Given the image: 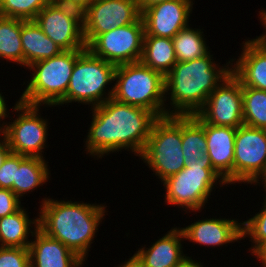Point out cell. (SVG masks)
<instances>
[{"label":"cell","mask_w":266,"mask_h":267,"mask_svg":"<svg viewBox=\"0 0 266 267\" xmlns=\"http://www.w3.org/2000/svg\"><path fill=\"white\" fill-rule=\"evenodd\" d=\"M28 247L30 267H82L85 261L60 241L36 229Z\"/></svg>","instance_id":"cell-20"},{"label":"cell","mask_w":266,"mask_h":267,"mask_svg":"<svg viewBox=\"0 0 266 267\" xmlns=\"http://www.w3.org/2000/svg\"><path fill=\"white\" fill-rule=\"evenodd\" d=\"M42 199L37 215L39 229L86 262L98 227L108 215L106 204L60 201L49 197Z\"/></svg>","instance_id":"cell-2"},{"label":"cell","mask_w":266,"mask_h":267,"mask_svg":"<svg viewBox=\"0 0 266 267\" xmlns=\"http://www.w3.org/2000/svg\"><path fill=\"white\" fill-rule=\"evenodd\" d=\"M46 159L40 157H26L16 168V182L13 184V192L21 200L28 193L51 180L50 166ZM49 166V167H48Z\"/></svg>","instance_id":"cell-23"},{"label":"cell","mask_w":266,"mask_h":267,"mask_svg":"<svg viewBox=\"0 0 266 267\" xmlns=\"http://www.w3.org/2000/svg\"><path fill=\"white\" fill-rule=\"evenodd\" d=\"M21 206V200L12 190L0 188V218L16 212Z\"/></svg>","instance_id":"cell-33"},{"label":"cell","mask_w":266,"mask_h":267,"mask_svg":"<svg viewBox=\"0 0 266 267\" xmlns=\"http://www.w3.org/2000/svg\"><path fill=\"white\" fill-rule=\"evenodd\" d=\"M182 149L186 164L206 154L204 121L197 114L182 116Z\"/></svg>","instance_id":"cell-25"},{"label":"cell","mask_w":266,"mask_h":267,"mask_svg":"<svg viewBox=\"0 0 266 267\" xmlns=\"http://www.w3.org/2000/svg\"><path fill=\"white\" fill-rule=\"evenodd\" d=\"M35 22L63 51L87 49L82 12L52 2L37 14Z\"/></svg>","instance_id":"cell-11"},{"label":"cell","mask_w":266,"mask_h":267,"mask_svg":"<svg viewBox=\"0 0 266 267\" xmlns=\"http://www.w3.org/2000/svg\"><path fill=\"white\" fill-rule=\"evenodd\" d=\"M194 0H169L145 9L141 13L145 35L173 38L190 23Z\"/></svg>","instance_id":"cell-15"},{"label":"cell","mask_w":266,"mask_h":267,"mask_svg":"<svg viewBox=\"0 0 266 267\" xmlns=\"http://www.w3.org/2000/svg\"><path fill=\"white\" fill-rule=\"evenodd\" d=\"M112 98L118 102L139 106L158 118L166 116L165 76L141 62L116 67Z\"/></svg>","instance_id":"cell-6"},{"label":"cell","mask_w":266,"mask_h":267,"mask_svg":"<svg viewBox=\"0 0 266 267\" xmlns=\"http://www.w3.org/2000/svg\"><path fill=\"white\" fill-rule=\"evenodd\" d=\"M85 50L62 51L59 55L37 61L27 67L31 77L19 97L29 105L55 107L65 96L75 61Z\"/></svg>","instance_id":"cell-5"},{"label":"cell","mask_w":266,"mask_h":267,"mask_svg":"<svg viewBox=\"0 0 266 267\" xmlns=\"http://www.w3.org/2000/svg\"><path fill=\"white\" fill-rule=\"evenodd\" d=\"M234 151L235 186L253 185L266 170V129L239 126Z\"/></svg>","instance_id":"cell-12"},{"label":"cell","mask_w":266,"mask_h":267,"mask_svg":"<svg viewBox=\"0 0 266 267\" xmlns=\"http://www.w3.org/2000/svg\"><path fill=\"white\" fill-rule=\"evenodd\" d=\"M115 267H144L142 262L137 258L135 254L131 256L129 259L125 260L124 262L118 264Z\"/></svg>","instance_id":"cell-38"},{"label":"cell","mask_w":266,"mask_h":267,"mask_svg":"<svg viewBox=\"0 0 266 267\" xmlns=\"http://www.w3.org/2000/svg\"><path fill=\"white\" fill-rule=\"evenodd\" d=\"M197 115L214 126L238 128L244 125L240 80L233 73L226 77L209 95Z\"/></svg>","instance_id":"cell-14"},{"label":"cell","mask_w":266,"mask_h":267,"mask_svg":"<svg viewBox=\"0 0 266 267\" xmlns=\"http://www.w3.org/2000/svg\"><path fill=\"white\" fill-rule=\"evenodd\" d=\"M254 256V258H257L258 262H260V265L262 263L261 267H266V245L263 246Z\"/></svg>","instance_id":"cell-40"},{"label":"cell","mask_w":266,"mask_h":267,"mask_svg":"<svg viewBox=\"0 0 266 267\" xmlns=\"http://www.w3.org/2000/svg\"><path fill=\"white\" fill-rule=\"evenodd\" d=\"M242 101L244 125L266 129V91L242 85Z\"/></svg>","instance_id":"cell-28"},{"label":"cell","mask_w":266,"mask_h":267,"mask_svg":"<svg viewBox=\"0 0 266 267\" xmlns=\"http://www.w3.org/2000/svg\"><path fill=\"white\" fill-rule=\"evenodd\" d=\"M27 156L11 152L0 168V188L13 191V184L16 182V168Z\"/></svg>","instance_id":"cell-32"},{"label":"cell","mask_w":266,"mask_h":267,"mask_svg":"<svg viewBox=\"0 0 266 267\" xmlns=\"http://www.w3.org/2000/svg\"><path fill=\"white\" fill-rule=\"evenodd\" d=\"M166 1L169 0H137V5L140 13H142L145 9Z\"/></svg>","instance_id":"cell-37"},{"label":"cell","mask_w":266,"mask_h":267,"mask_svg":"<svg viewBox=\"0 0 266 267\" xmlns=\"http://www.w3.org/2000/svg\"><path fill=\"white\" fill-rule=\"evenodd\" d=\"M188 25L172 38L177 62H185L201 58L211 50L204 38V29L192 28Z\"/></svg>","instance_id":"cell-26"},{"label":"cell","mask_w":266,"mask_h":267,"mask_svg":"<svg viewBox=\"0 0 266 267\" xmlns=\"http://www.w3.org/2000/svg\"><path fill=\"white\" fill-rule=\"evenodd\" d=\"M145 27L142 17L135 23L116 27L98 35L87 49L96 57L116 66L140 62Z\"/></svg>","instance_id":"cell-10"},{"label":"cell","mask_w":266,"mask_h":267,"mask_svg":"<svg viewBox=\"0 0 266 267\" xmlns=\"http://www.w3.org/2000/svg\"><path fill=\"white\" fill-rule=\"evenodd\" d=\"M211 52L201 58L175 63L165 76L166 116L197 114L209 95L232 73V59L219 66Z\"/></svg>","instance_id":"cell-3"},{"label":"cell","mask_w":266,"mask_h":267,"mask_svg":"<svg viewBox=\"0 0 266 267\" xmlns=\"http://www.w3.org/2000/svg\"><path fill=\"white\" fill-rule=\"evenodd\" d=\"M4 139V127L0 126V142Z\"/></svg>","instance_id":"cell-43"},{"label":"cell","mask_w":266,"mask_h":267,"mask_svg":"<svg viewBox=\"0 0 266 267\" xmlns=\"http://www.w3.org/2000/svg\"><path fill=\"white\" fill-rule=\"evenodd\" d=\"M116 67L86 49L75 61L66 96L55 107L77 102L93 108L112 98Z\"/></svg>","instance_id":"cell-7"},{"label":"cell","mask_w":266,"mask_h":267,"mask_svg":"<svg viewBox=\"0 0 266 267\" xmlns=\"http://www.w3.org/2000/svg\"><path fill=\"white\" fill-rule=\"evenodd\" d=\"M184 241L182 229L173 226L161 238L151 243L152 245H141L134 254L144 267H179L188 258H192L184 254Z\"/></svg>","instance_id":"cell-17"},{"label":"cell","mask_w":266,"mask_h":267,"mask_svg":"<svg viewBox=\"0 0 266 267\" xmlns=\"http://www.w3.org/2000/svg\"><path fill=\"white\" fill-rule=\"evenodd\" d=\"M140 62L166 76L177 63L171 38L144 35Z\"/></svg>","instance_id":"cell-24"},{"label":"cell","mask_w":266,"mask_h":267,"mask_svg":"<svg viewBox=\"0 0 266 267\" xmlns=\"http://www.w3.org/2000/svg\"><path fill=\"white\" fill-rule=\"evenodd\" d=\"M11 112H15L14 119L4 122V139L13 153L27 157L45 159L44 150L48 148L49 118L41 116V105H29L15 102ZM18 114V115H17ZM17 117V118H16Z\"/></svg>","instance_id":"cell-9"},{"label":"cell","mask_w":266,"mask_h":267,"mask_svg":"<svg viewBox=\"0 0 266 267\" xmlns=\"http://www.w3.org/2000/svg\"><path fill=\"white\" fill-rule=\"evenodd\" d=\"M162 184L165 204L181 208V212L186 214L200 213L212 199L210 196L216 191L214 188L227 186L225 179L213 168L207 153L198 161L186 164L184 169L168 177Z\"/></svg>","instance_id":"cell-4"},{"label":"cell","mask_w":266,"mask_h":267,"mask_svg":"<svg viewBox=\"0 0 266 267\" xmlns=\"http://www.w3.org/2000/svg\"><path fill=\"white\" fill-rule=\"evenodd\" d=\"M261 182V183H260ZM260 184H262L261 185V187L263 186V188H264V192H265V196H264V194L262 195L263 197H265L266 198V170H265V172L260 176V178L252 185V187L255 185L256 186V188H257V186L259 185V187H260Z\"/></svg>","instance_id":"cell-42"},{"label":"cell","mask_w":266,"mask_h":267,"mask_svg":"<svg viewBox=\"0 0 266 267\" xmlns=\"http://www.w3.org/2000/svg\"><path fill=\"white\" fill-rule=\"evenodd\" d=\"M23 205L14 213L0 218V246L28 248L38 226V217L31 219ZM34 229V230H33Z\"/></svg>","instance_id":"cell-21"},{"label":"cell","mask_w":266,"mask_h":267,"mask_svg":"<svg viewBox=\"0 0 266 267\" xmlns=\"http://www.w3.org/2000/svg\"><path fill=\"white\" fill-rule=\"evenodd\" d=\"M90 109L92 121L88 125L87 138L84 139V151L93 159H102L105 155L124 150L139 157L150 136L152 125L158 119L145 108L124 104L113 98Z\"/></svg>","instance_id":"cell-1"},{"label":"cell","mask_w":266,"mask_h":267,"mask_svg":"<svg viewBox=\"0 0 266 267\" xmlns=\"http://www.w3.org/2000/svg\"><path fill=\"white\" fill-rule=\"evenodd\" d=\"M21 43L24 53V68L59 55L63 50L41 30L35 20H21Z\"/></svg>","instance_id":"cell-22"},{"label":"cell","mask_w":266,"mask_h":267,"mask_svg":"<svg viewBox=\"0 0 266 267\" xmlns=\"http://www.w3.org/2000/svg\"><path fill=\"white\" fill-rule=\"evenodd\" d=\"M262 208L253 217L242 221V240L249 238L251 247L249 252L254 256L266 245V198L263 197ZM251 238V239H250Z\"/></svg>","instance_id":"cell-29"},{"label":"cell","mask_w":266,"mask_h":267,"mask_svg":"<svg viewBox=\"0 0 266 267\" xmlns=\"http://www.w3.org/2000/svg\"><path fill=\"white\" fill-rule=\"evenodd\" d=\"M94 0H53V2L84 12Z\"/></svg>","instance_id":"cell-34"},{"label":"cell","mask_w":266,"mask_h":267,"mask_svg":"<svg viewBox=\"0 0 266 267\" xmlns=\"http://www.w3.org/2000/svg\"><path fill=\"white\" fill-rule=\"evenodd\" d=\"M53 0H0V16L24 21L35 20L37 14Z\"/></svg>","instance_id":"cell-30"},{"label":"cell","mask_w":266,"mask_h":267,"mask_svg":"<svg viewBox=\"0 0 266 267\" xmlns=\"http://www.w3.org/2000/svg\"><path fill=\"white\" fill-rule=\"evenodd\" d=\"M0 91H1V89H0ZM2 94L3 93L0 92V126H4V122L6 121L5 120L6 116L8 114V111H10V110H8L9 109L8 104L6 105L7 102H5L7 100H5V96Z\"/></svg>","instance_id":"cell-35"},{"label":"cell","mask_w":266,"mask_h":267,"mask_svg":"<svg viewBox=\"0 0 266 267\" xmlns=\"http://www.w3.org/2000/svg\"><path fill=\"white\" fill-rule=\"evenodd\" d=\"M0 267H30L29 249L0 246Z\"/></svg>","instance_id":"cell-31"},{"label":"cell","mask_w":266,"mask_h":267,"mask_svg":"<svg viewBox=\"0 0 266 267\" xmlns=\"http://www.w3.org/2000/svg\"><path fill=\"white\" fill-rule=\"evenodd\" d=\"M182 150V116H165L152 125L139 158L163 182L186 167Z\"/></svg>","instance_id":"cell-8"},{"label":"cell","mask_w":266,"mask_h":267,"mask_svg":"<svg viewBox=\"0 0 266 267\" xmlns=\"http://www.w3.org/2000/svg\"><path fill=\"white\" fill-rule=\"evenodd\" d=\"M12 151L10 150L7 142L5 139H3L0 142V168L3 165L5 159L7 158V156L11 153Z\"/></svg>","instance_id":"cell-39"},{"label":"cell","mask_w":266,"mask_h":267,"mask_svg":"<svg viewBox=\"0 0 266 267\" xmlns=\"http://www.w3.org/2000/svg\"><path fill=\"white\" fill-rule=\"evenodd\" d=\"M249 39L242 42L238 58L232 57V73L243 86L266 91V45Z\"/></svg>","instance_id":"cell-19"},{"label":"cell","mask_w":266,"mask_h":267,"mask_svg":"<svg viewBox=\"0 0 266 267\" xmlns=\"http://www.w3.org/2000/svg\"><path fill=\"white\" fill-rule=\"evenodd\" d=\"M140 17L137 0H94L83 12L86 46L98 35L135 23Z\"/></svg>","instance_id":"cell-13"},{"label":"cell","mask_w":266,"mask_h":267,"mask_svg":"<svg viewBox=\"0 0 266 267\" xmlns=\"http://www.w3.org/2000/svg\"><path fill=\"white\" fill-rule=\"evenodd\" d=\"M205 265L199 260H194L192 258H188L183 264L179 267H204ZM206 267V266H205Z\"/></svg>","instance_id":"cell-41"},{"label":"cell","mask_w":266,"mask_h":267,"mask_svg":"<svg viewBox=\"0 0 266 267\" xmlns=\"http://www.w3.org/2000/svg\"><path fill=\"white\" fill-rule=\"evenodd\" d=\"M0 59L24 67L20 19L0 16Z\"/></svg>","instance_id":"cell-27"},{"label":"cell","mask_w":266,"mask_h":267,"mask_svg":"<svg viewBox=\"0 0 266 267\" xmlns=\"http://www.w3.org/2000/svg\"><path fill=\"white\" fill-rule=\"evenodd\" d=\"M210 217L181 227L185 241L205 247H222L242 240V220ZM239 240V241H238Z\"/></svg>","instance_id":"cell-16"},{"label":"cell","mask_w":266,"mask_h":267,"mask_svg":"<svg viewBox=\"0 0 266 267\" xmlns=\"http://www.w3.org/2000/svg\"><path fill=\"white\" fill-rule=\"evenodd\" d=\"M237 128L214 126L204 122L207 141L206 153L213 168L225 179L227 185H234V148Z\"/></svg>","instance_id":"cell-18"},{"label":"cell","mask_w":266,"mask_h":267,"mask_svg":"<svg viewBox=\"0 0 266 267\" xmlns=\"http://www.w3.org/2000/svg\"><path fill=\"white\" fill-rule=\"evenodd\" d=\"M261 11V12H260ZM259 11V15H258V18L260 19L259 21L262 23V25L261 26H263L264 27V29L265 30H263V34H261V35H259V36H256V39L260 42V43H262V44H264V45H266V9L264 10V9H262V10H260ZM265 31V32H264Z\"/></svg>","instance_id":"cell-36"}]
</instances>
